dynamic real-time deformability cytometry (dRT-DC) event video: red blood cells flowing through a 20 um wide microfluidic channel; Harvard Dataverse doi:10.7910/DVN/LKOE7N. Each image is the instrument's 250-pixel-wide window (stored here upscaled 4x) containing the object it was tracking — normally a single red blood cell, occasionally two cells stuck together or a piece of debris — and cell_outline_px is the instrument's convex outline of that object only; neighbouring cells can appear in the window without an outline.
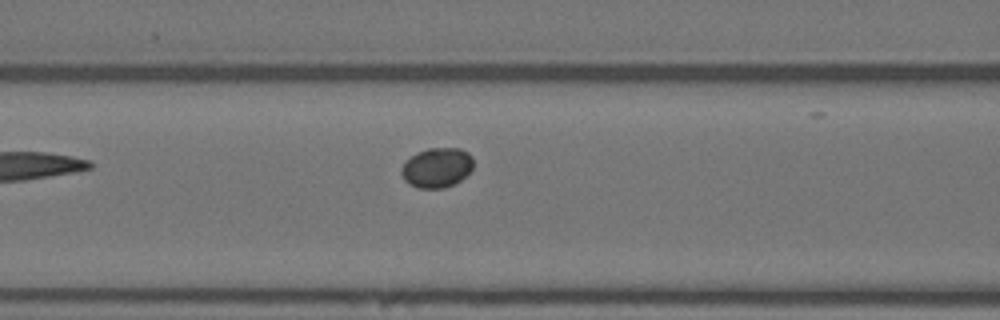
{"species": "Egyptian fruit bat (a non-hibernating species)", "species_latin": "Rousettus aegyptiacus", "temperature_condition": "warm", "stored_images_in_passage": 6, "camera_frame_rate_fps": 3000, "um_per_image_px": 0.085, "animal": {"sex": "female"}, "frame": {"image": 1, "passage_image": 6, "time_ms": 6.667, "image_size_px": [1000, 320], "cell_outline_px": [[472, 168], [460, 180], [444, 188], [420, 188], [408, 184], [404, 180], [400, 172], [404, 164], [416, 152], [428, 148], [460, 148], [468, 152], [472, 156]], "centroid_in_image_um": [37.12, 14.24], "position_along_channel_um": 129.5, "area_um2": 16.53}}